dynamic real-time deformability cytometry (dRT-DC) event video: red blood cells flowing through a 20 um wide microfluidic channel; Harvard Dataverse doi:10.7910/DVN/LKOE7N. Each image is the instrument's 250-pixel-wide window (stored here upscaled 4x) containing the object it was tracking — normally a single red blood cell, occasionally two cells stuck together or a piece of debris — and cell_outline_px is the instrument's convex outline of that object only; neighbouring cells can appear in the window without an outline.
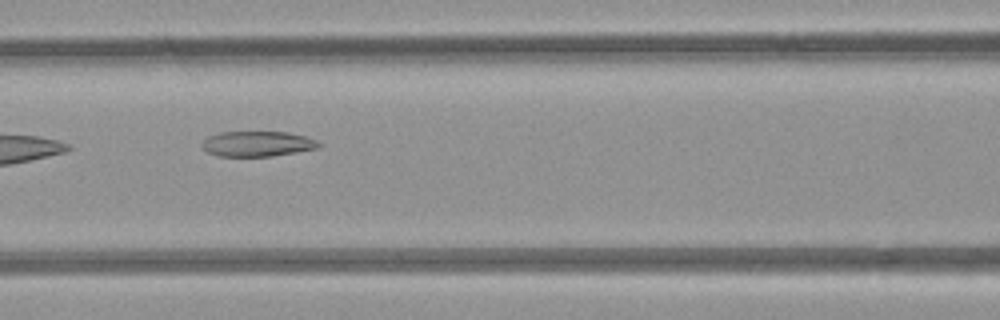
{"species": "common noctule bat (a hibernating species)", "species_latin": "Nyctalus noctula", "temperature_condition": "room temperature", "stored_images_in_passage": 8, "camera_frame_rate_fps": 3000, "um_per_image_px": 0.085, "animal": {"sex": "female", "body_mass_g": 21.9}, "frame": {"image": 1, "passage_image": 7, "time_ms": 7.0, "image_size_px": [1000, 320], "cell_outline_px": [[320, 144], [316, 148], [296, 152], [272, 156], [216, 156], [208, 152], [200, 144], [208, 136], [220, 132], [288, 132], [308, 136], [316, 140]], "centroid_in_image_um": [21.86, 12.22], "position_along_channel_um": 144.7, "area_um2": 17.17}}
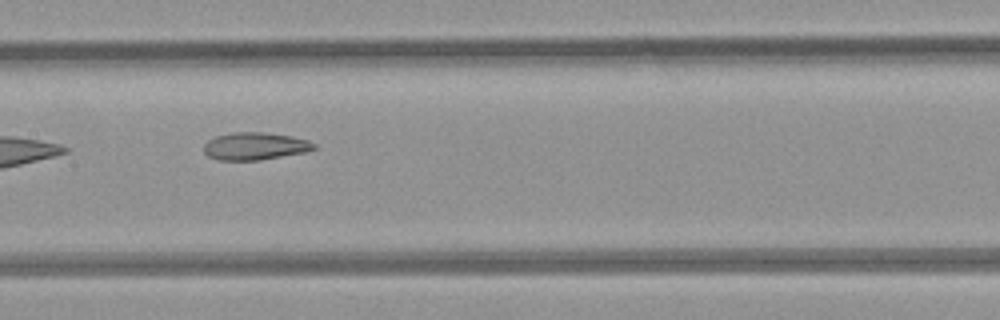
{"frame": {"image": 2, "passage_image": 8, "time_ms": 8.0, "image_size_px": [1000, 320], "cell_outline_px": [[316, 148], [304, 152], [260, 160], [220, 160], [208, 156], [204, 152], [204, 144], [208, 140], [216, 136], [232, 132], [264, 132], [292, 136], [308, 140], [316, 144]], "centroid_in_image_um": [21.67, 12.41], "position_along_channel_um": 185.7, "area_um2": 17.63}}